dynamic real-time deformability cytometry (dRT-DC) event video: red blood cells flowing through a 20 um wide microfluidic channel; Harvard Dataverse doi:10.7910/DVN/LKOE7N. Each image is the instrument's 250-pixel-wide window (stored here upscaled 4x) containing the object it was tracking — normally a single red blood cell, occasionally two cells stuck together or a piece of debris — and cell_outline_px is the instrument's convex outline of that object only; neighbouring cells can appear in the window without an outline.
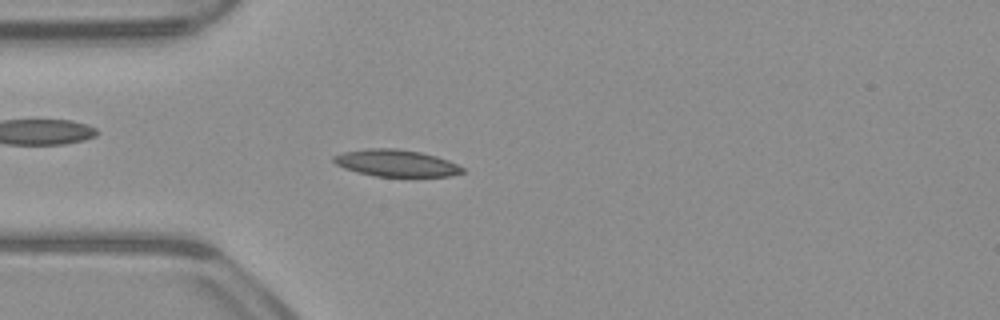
{"species": "common noctule bat (a hibernating species)", "species_latin": "Nyctalus noctula", "temperature_condition": "warm", "stored_images_in_passage": 46, "camera_frame_rate_fps": 3000, "um_per_image_px": 0.085, "animal": {"sex": "male", "body_mass_g": 23.1, "forearm_length_mm": 52.7}, "frame": {"image": 1, "passage_image": 8, "time_ms": 2.333, "image_size_px": [1000, 320], "cell_outline_px": [[464, 172], [452, 176], [376, 176], [356, 172], [344, 168], [336, 164], [332, 160], [332, 156], [344, 152], [368, 148], [396, 148], [420, 152], [436, 156], [448, 160], [464, 168]], "centroid_in_image_um": [33.66, 13.86], "position_along_channel_um": 51.3, "area_um2": 20.11}}
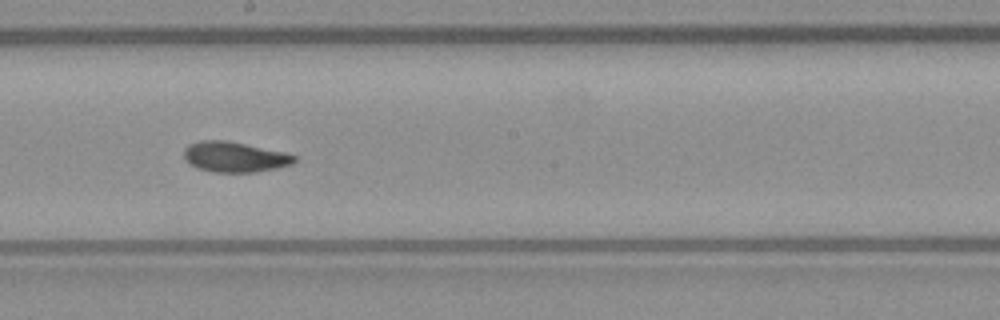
{"frame": {"image": 2, "passage_image": 22, "time_ms": 7.0, "image_size_px": [1000, 320], "cell_outline_px": [[296, 160], [292, 164], [276, 168], [256, 172], [216, 172], [196, 168], [184, 156], [184, 148], [188, 144], [200, 140], [228, 140], [284, 152], [296, 156]], "centroid_in_image_um": [19.94, 13.33], "position_along_channel_um": 228.3, "area_um2": 19.48}}
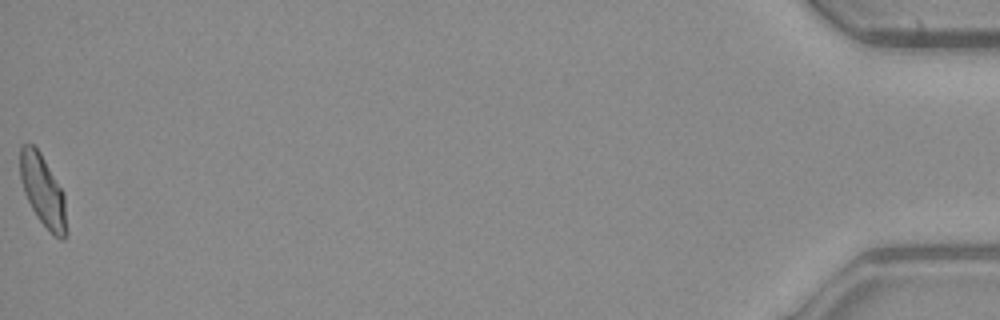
{"frame": {"image": 3, "passage_image": 46, "time_ms": 15.0, "image_size_px": [1000, 320], "cell_outline_px": [[68, 232], [64, 240], [60, 240], [36, 216], [24, 192], [20, 180], [20, 144], [32, 144], [40, 152], [64, 192]], "centroid_in_image_um": [3.66, 16.22], "position_along_channel_um": 431.5, "area_um2": 19.36}, "authors_computed_cell_mechanics": {"area_um2": 19.2474, "velocity_mm_per_s": 3.9425, "shape_relaxation_time_tau1_ms": 4.8888, "shape_relaxation_time_tau2_ms": 2.4284, "deformation_change_tau1": 0.1466, "deformation_change_tau2": 0.0815}}